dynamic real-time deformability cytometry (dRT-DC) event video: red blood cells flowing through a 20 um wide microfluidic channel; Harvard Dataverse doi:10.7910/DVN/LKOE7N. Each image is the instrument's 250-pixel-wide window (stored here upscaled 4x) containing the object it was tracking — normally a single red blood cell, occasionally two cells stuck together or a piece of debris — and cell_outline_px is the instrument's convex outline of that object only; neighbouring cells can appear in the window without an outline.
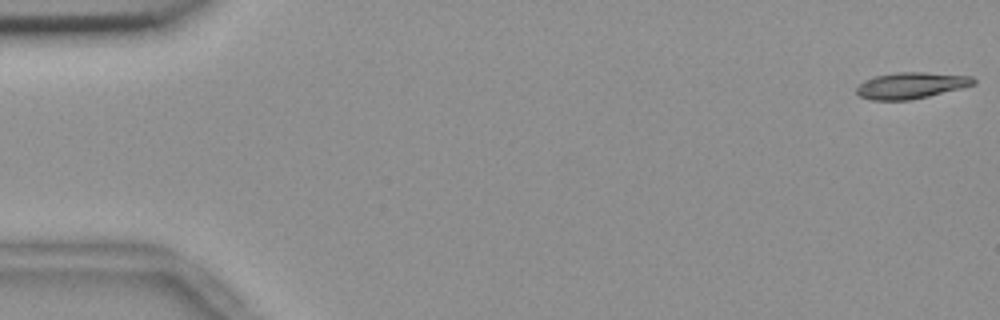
{"species": "common noctule bat (a hibernating species)", "species_latin": "Nyctalus noctula", "temperature_condition": "room temperature", "stored_images_in_passage": 16, "camera_frame_rate_fps": 3000, "um_per_image_px": 0.085, "animal": {"sex": "female", "body_mass_g": 18.4}, "frame": {"image": 1, "passage_image": 1, "time_ms": 0.0, "image_size_px": [1000, 320], "cell_outline_px": [[976, 84], [912, 100], [872, 100], [860, 96], [856, 92], [856, 88], [864, 80], [876, 76], [896, 72], [924, 72], [972, 76], [976, 80]], "centroid_in_image_um": [77.44, 7.26], "position_along_channel_um": 7.6, "area_um2": 17.86}}
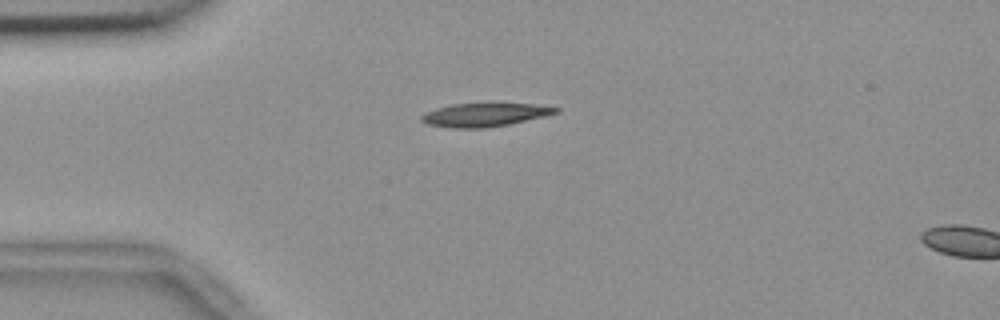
{"frame": {"image": 2, "passage_image": 14, "time_ms": 4.333, "image_size_px": [1000, 320], "cell_outline_px": [[560, 112], [544, 116], [508, 124], [488, 128], [452, 128], [428, 124], [420, 120], [420, 116], [424, 112], [436, 108], [452, 104], [532, 104], [560, 108]], "centroid_in_image_um": [41.16, 9.76], "position_along_channel_um": 43.8, "area_um2": 18.15}}